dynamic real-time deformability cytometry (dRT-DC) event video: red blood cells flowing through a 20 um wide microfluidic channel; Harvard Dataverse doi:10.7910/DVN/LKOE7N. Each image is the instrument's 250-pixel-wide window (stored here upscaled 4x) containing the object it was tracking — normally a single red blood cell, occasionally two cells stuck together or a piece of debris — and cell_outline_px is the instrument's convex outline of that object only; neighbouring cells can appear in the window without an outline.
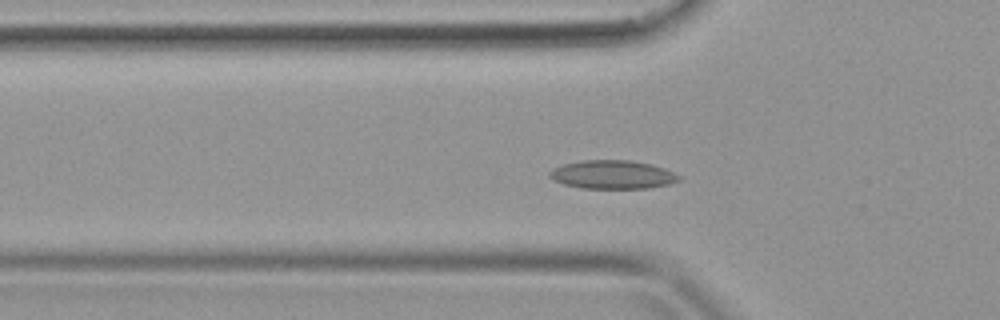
{"species": "common noctule bat (a hibernating species)", "species_latin": "Nyctalus noctula", "temperature_condition": "warm", "stored_images_in_passage": 39, "camera_frame_rate_fps": 3000, "um_per_image_px": 0.085, "animal": {"sex": "female", "body_mass_g": 19.9}, "frame": {"image": 1, "passage_image": 11, "time_ms": 3.333, "image_size_px": [1000, 320], "cell_outline_px": [[680, 180], [668, 184], [648, 188], [580, 188], [564, 184], [548, 176], [548, 172], [552, 168], [564, 164], [580, 160], [628, 160], [652, 164], [664, 168], [680, 176]], "centroid_in_image_um": [52.04, 14.83], "position_along_channel_um": 73.8, "area_um2": 21.44}}
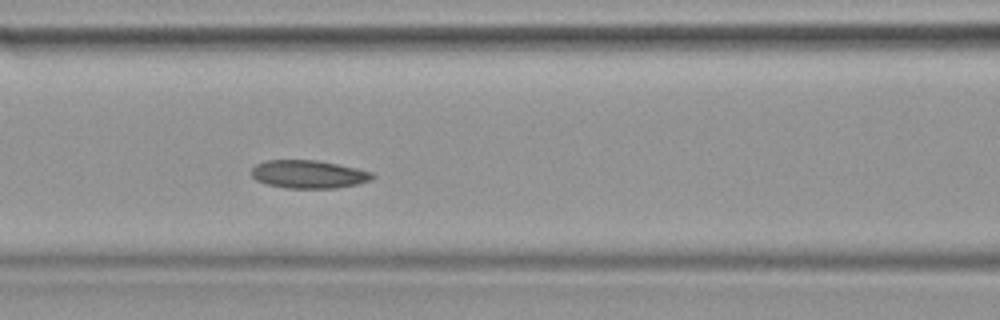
{"frame": {"image": 2, "passage_image": 15, "time_ms": 4.667, "image_size_px": [1000, 320], "cell_outline_px": [[376, 176], [372, 180], [356, 184], [336, 188], [284, 188], [268, 184], [256, 180], [252, 176], [252, 168], [256, 164], [264, 160], [316, 160], [356, 168], [372, 172]], "centroid_in_image_um": [26.23, 14.81], "position_along_channel_um": 140.4, "area_um2": 19.77}}
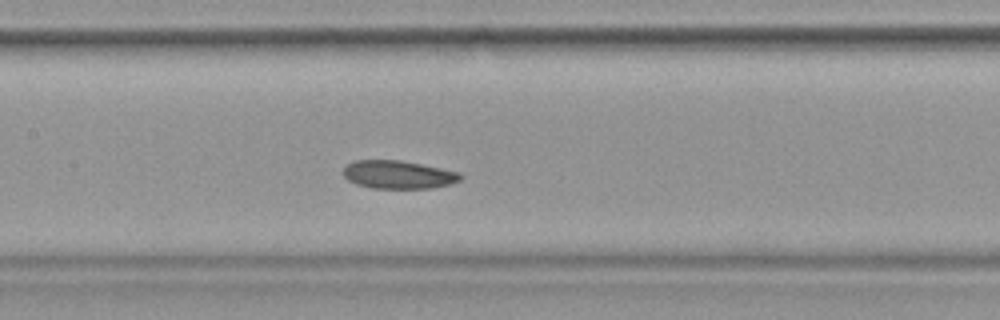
{"frame": {"image": 3, "passage_image": 17, "time_ms": 5.333, "image_size_px": [1000, 320], "cell_outline_px": [[464, 176], [460, 180], [452, 184], [432, 188], [372, 188], [356, 184], [348, 180], [344, 176], [344, 168], [352, 160], [400, 160], [460, 172]], "centroid_in_image_um": [33.87, 14.84], "position_along_channel_um": 173.5, "area_um2": 19.25}}